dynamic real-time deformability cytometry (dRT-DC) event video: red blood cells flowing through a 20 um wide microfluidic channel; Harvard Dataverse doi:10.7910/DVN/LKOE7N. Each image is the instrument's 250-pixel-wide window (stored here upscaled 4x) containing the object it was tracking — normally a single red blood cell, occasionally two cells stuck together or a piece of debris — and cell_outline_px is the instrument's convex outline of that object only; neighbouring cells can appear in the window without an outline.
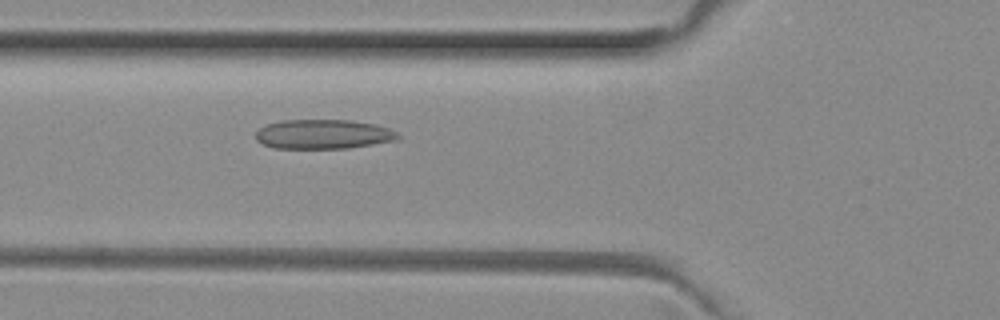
{"species": "common noctule bat (a hibernating species)", "species_latin": "Nyctalus noctula", "temperature_condition": "room temperature", "stored_images_in_passage": 23, "camera_frame_rate_fps": 3000, "um_per_image_px": 0.085, "animal": {"sex": "female", "body_mass_g": 29.2, "forearm_length_mm": 56.3}, "frame": {"image": 1, "passage_image": 19, "time_ms": 6.0, "image_size_px": [1000, 320], "cell_outline_px": [[400, 140], [348, 148], [276, 148], [264, 144], [256, 140], [256, 132], [260, 128], [268, 124], [280, 120], [348, 120], [376, 124], [388, 128], [396, 132], [400, 136]], "centroid_in_image_um": [27.51, 11.41], "position_along_channel_um": 98.3, "area_um2": 24.39}}
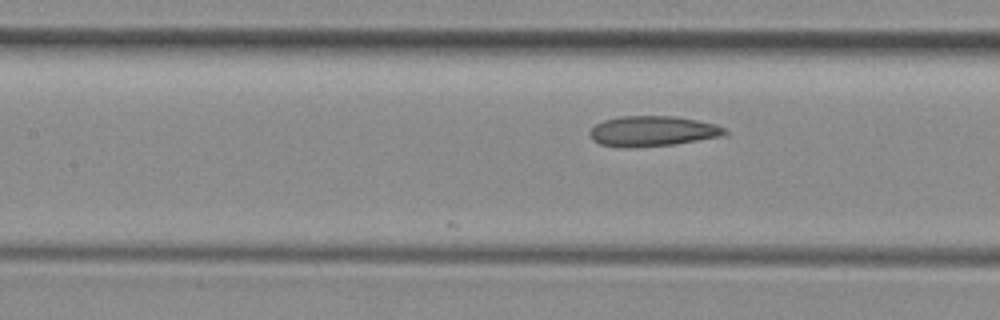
{"frame": {"image": 2, "passage_image": 23, "time_ms": 7.333, "image_size_px": [1000, 320], "cell_outline_px": [[728, 136], [676, 144], [632, 148], [628, 148], [600, 144], [592, 140], [588, 132], [596, 124], [604, 120], [620, 116], [676, 116], [716, 124], [724, 128], [728, 132]], "centroid_in_image_um": [55.51, 11.16], "position_along_channel_um": 151.9, "area_um2": 24.22}}